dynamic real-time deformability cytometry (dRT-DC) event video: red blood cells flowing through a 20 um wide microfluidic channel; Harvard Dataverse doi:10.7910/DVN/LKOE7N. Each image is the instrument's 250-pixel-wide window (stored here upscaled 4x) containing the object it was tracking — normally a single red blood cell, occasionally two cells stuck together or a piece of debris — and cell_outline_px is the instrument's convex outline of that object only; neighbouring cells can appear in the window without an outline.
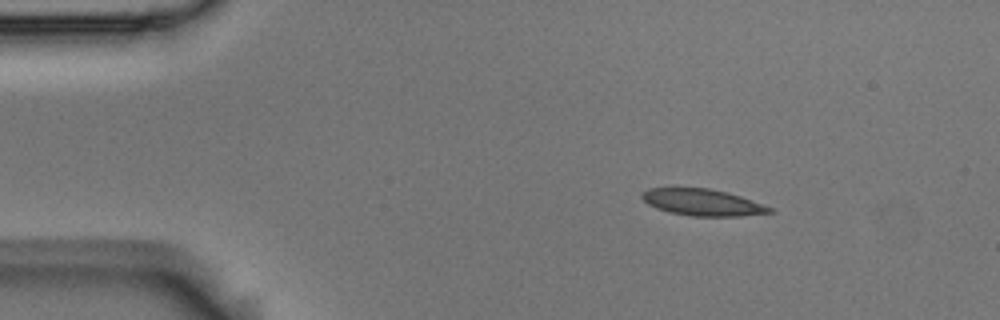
{"species": "Egyptian fruit bat (a non-hibernating species)", "species_latin": "Rousettus aegyptiacus", "temperature_condition": "room temperature", "stored_images_in_passage": 3, "camera_frame_rate_fps": 3000, "um_per_image_px": 0.085, "animal": {"sex": "male"}, "frame": {"image": 1, "passage_image": 1, "time_ms": 0.0, "image_size_px": [1000, 320], "cell_outline_px": [[776, 212], [740, 216], [692, 216], [668, 212], [656, 208], [648, 204], [640, 196], [648, 188], [672, 184], [676, 184], [708, 188], [728, 192], [752, 200], [772, 208]], "centroid_in_image_um": [59.62, 17.14], "position_along_channel_um": 25.4, "area_um2": 20.69}}